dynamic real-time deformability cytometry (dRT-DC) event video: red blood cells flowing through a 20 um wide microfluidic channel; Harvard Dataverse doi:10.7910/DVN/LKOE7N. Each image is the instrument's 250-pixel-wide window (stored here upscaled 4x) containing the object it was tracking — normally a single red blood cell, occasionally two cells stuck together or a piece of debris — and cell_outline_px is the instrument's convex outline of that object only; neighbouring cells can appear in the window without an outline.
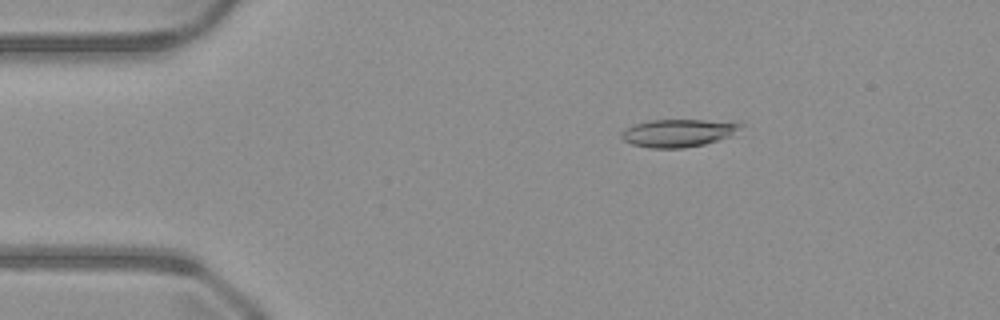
{"species": "common noctule bat (a hibernating species)", "species_latin": "Nyctalus noctula", "temperature_condition": "warm", "stored_images_in_passage": 51, "camera_frame_rate_fps": 3000, "um_per_image_px": 0.085, "animal": {"sex": "male", "body_mass_g": 23.1, "forearm_length_mm": 52.7}, "frame": {"image": 1, "passage_image": 9, "time_ms": 2.667, "image_size_px": [1000, 320], "cell_outline_px": [[744, 124], [740, 128], [728, 136], [704, 144], [684, 148], [648, 148], [632, 144], [624, 140], [620, 136], [620, 132], [632, 124], [652, 120], [744, 120]], "centroid_in_image_um": [57.68, 11.28], "position_along_channel_um": 27.3, "area_um2": 19.54}}
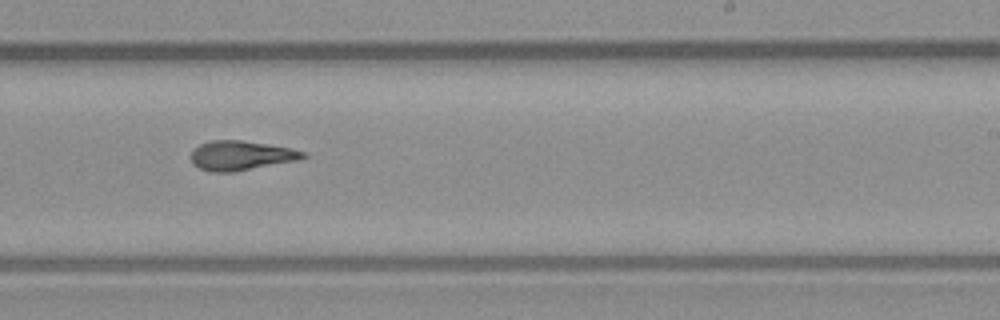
{"frame": {"image": 2, "passage_image": 31, "time_ms": 10.0, "image_size_px": [1000, 320], "cell_outline_px": [[308, 156], [296, 160], [236, 172], [212, 172], [200, 168], [192, 164], [188, 156], [200, 144], [212, 140], [240, 140], [292, 148], [308, 152]], "centroid_in_image_um": [20.47, 13.22], "position_along_channel_um": 268.5, "area_um2": 19.36}}
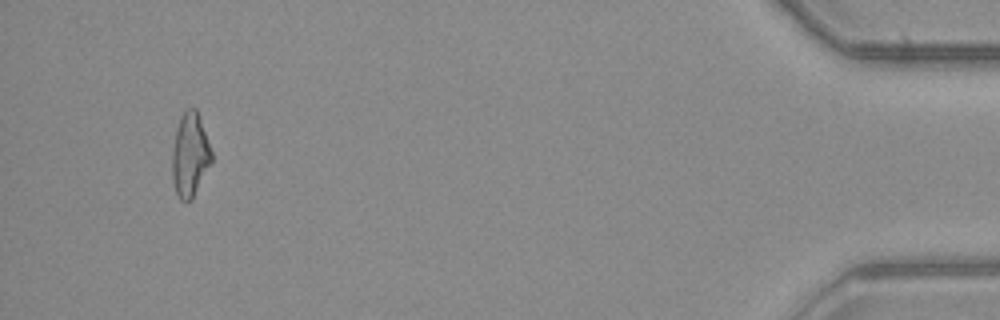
{"frame": {"image": 3, "passage_image": 48, "time_ms": 15.667, "image_size_px": [1000, 320], "cell_outline_px": [[212, 160], [192, 200], [180, 200], [176, 192], [172, 180], [172, 148], [176, 128], [180, 116], [188, 108], [196, 108], [212, 152]], "centroid_in_image_um": [16.13, 13.16], "position_along_channel_um": 419.1, "area_um2": 19.13}}